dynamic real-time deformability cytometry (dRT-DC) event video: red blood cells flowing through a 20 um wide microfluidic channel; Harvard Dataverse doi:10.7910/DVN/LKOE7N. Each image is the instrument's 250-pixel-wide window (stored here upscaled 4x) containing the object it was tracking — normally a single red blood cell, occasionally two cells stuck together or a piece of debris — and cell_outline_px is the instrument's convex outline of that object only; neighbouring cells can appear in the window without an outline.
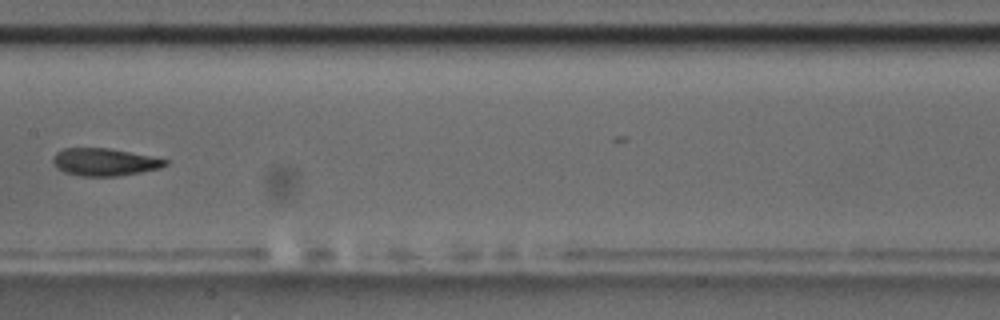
{"species": "common noctule bat (a hibernating species)", "species_latin": "Nyctalus noctula", "temperature_condition": "room temperature", "stored_images_in_passage": 17, "camera_frame_rate_fps": 3000, "um_per_image_px": 0.085, "animal": {"sex": "male", "body_mass_g": 17.5, "forearm_length_mm": 52.3}, "frame": {"image": 1, "passage_image": 8, "time_ms": 8.0, "image_size_px": [1000, 320], "cell_outline_px": [[168, 164], [160, 168], [120, 176], [80, 176], [64, 172], [56, 168], [52, 160], [56, 152], [64, 148], [108, 148], [168, 160]], "centroid_in_image_um": [8.84, 13.78], "position_along_channel_um": 198.6, "area_um2": 17.86}}
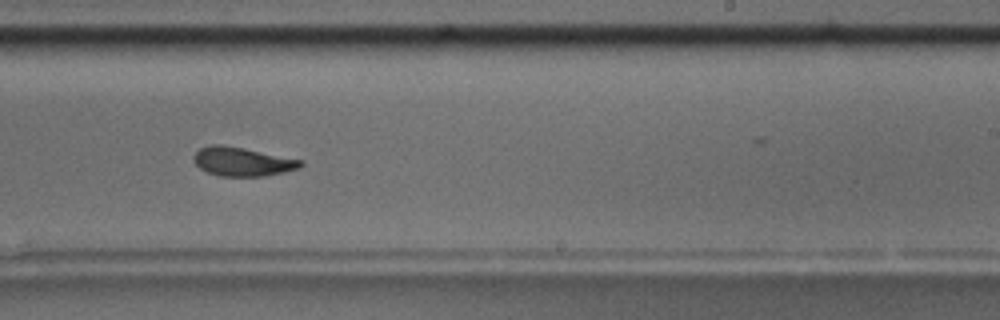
{"frame": {"image": 2, "passage_image": 10, "time_ms": 10.0, "image_size_px": [1000, 320], "cell_outline_px": [[304, 164], [300, 168], [284, 172], [264, 176], [220, 176], [208, 172], [200, 168], [192, 160], [192, 156], [200, 148], [208, 144], [220, 144], [244, 148], [304, 160]], "centroid_in_image_um": [20.6, 13.73], "position_along_channel_um": 268.4, "area_um2": 18.15}, "authors_computed_cell_mechanics": {"area_um2": 18.1492, "velocity_mm_per_s": 3.5081, "shape_relaxation_time_tau1_ms": 5.9412, "shape_relaxation_time_tau2_ms": 4.7743, "deformation_change_tau1": 0.1599, "deformation_change_tau2": 0.0794}}